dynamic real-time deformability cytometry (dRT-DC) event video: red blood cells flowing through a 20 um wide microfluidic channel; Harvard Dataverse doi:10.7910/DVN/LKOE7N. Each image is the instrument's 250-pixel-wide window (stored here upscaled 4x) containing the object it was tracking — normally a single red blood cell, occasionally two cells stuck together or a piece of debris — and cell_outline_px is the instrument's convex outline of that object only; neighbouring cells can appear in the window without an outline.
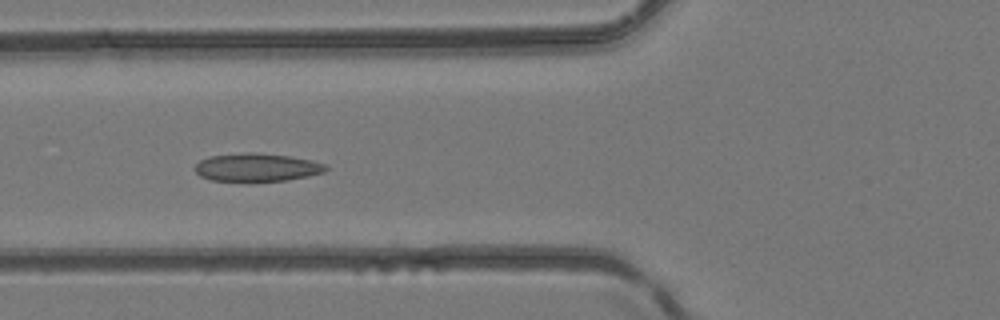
{"species": "common noctule bat (a hibernating species)", "species_latin": "Nyctalus noctula", "temperature_condition": "room temperature", "stored_images_in_passage": 5, "camera_frame_rate_fps": 3000, "um_per_image_px": 0.085, "animal": {"sex": "female", "body_mass_g": 24.6, "forearm_length_mm": 56.2}, "frame": {"image": 1, "passage_image": 5, "time_ms": 1.333, "image_size_px": [1000, 320], "cell_outline_px": [[328, 168], [324, 172], [308, 176], [288, 180], [212, 180], [200, 176], [192, 168], [200, 160], [212, 156], [244, 152], [256, 152], [288, 156], [312, 160], [324, 164]], "centroid_in_image_um": [21.82, 14.21], "position_along_channel_um": 104.0, "area_um2": 21.15}}